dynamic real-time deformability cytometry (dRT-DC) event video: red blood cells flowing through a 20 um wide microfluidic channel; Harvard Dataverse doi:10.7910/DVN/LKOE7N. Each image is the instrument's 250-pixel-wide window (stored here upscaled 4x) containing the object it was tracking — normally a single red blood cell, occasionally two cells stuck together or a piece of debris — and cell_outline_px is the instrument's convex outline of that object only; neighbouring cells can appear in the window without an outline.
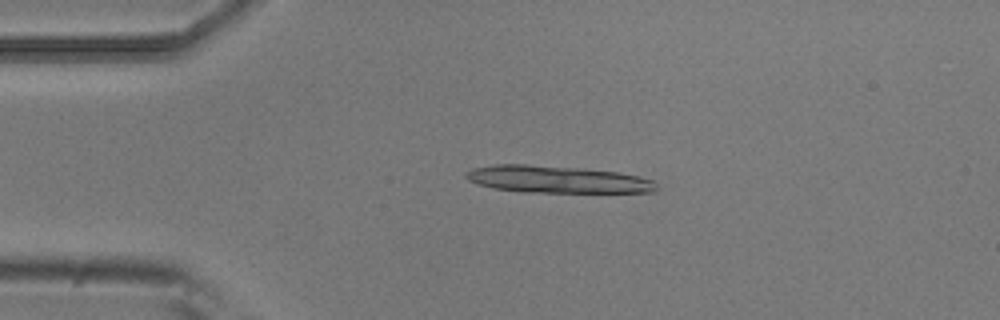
{"species": "common noctule bat (a hibernating species)", "species_latin": "Nyctalus noctula", "temperature_condition": "room temperature", "stored_images_in_passage": 5, "camera_frame_rate_fps": 3000, "um_per_image_px": 0.085, "animal": {"sex": "male", "body_mass_g": 20.5, "forearm_length_mm": 52.5}, "frame": {"image": 1, "passage_image": 4, "time_ms": 1.0, "image_size_px": [1000, 320], "cell_outline_px": [[660, 188], [656, 192], [520, 192], [492, 188], [468, 180], [464, 176], [464, 172], [472, 168], [496, 164], [528, 164], [576, 168], [616, 172], [636, 176], [652, 180]], "centroid_in_image_um": [47.31, 15.25], "position_along_channel_um": 37.7, "area_um2": 30.06}}